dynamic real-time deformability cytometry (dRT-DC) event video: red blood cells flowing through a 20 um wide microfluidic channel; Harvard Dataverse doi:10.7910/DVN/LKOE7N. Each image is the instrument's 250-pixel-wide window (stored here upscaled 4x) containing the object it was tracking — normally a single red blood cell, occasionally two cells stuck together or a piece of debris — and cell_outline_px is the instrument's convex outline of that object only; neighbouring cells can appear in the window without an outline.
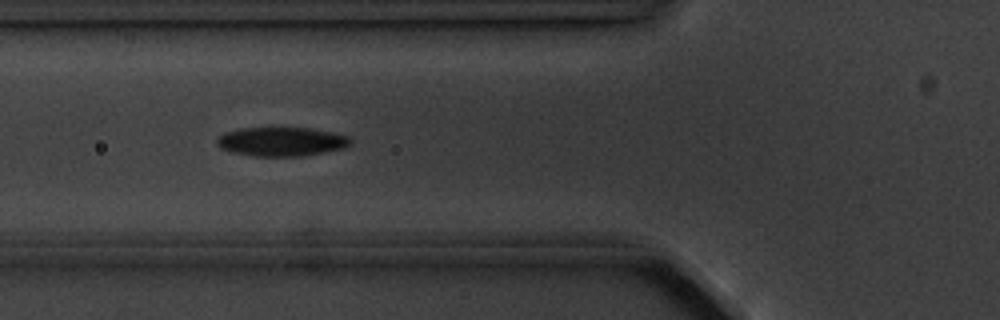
{"species": "common noctule bat (a hibernating species)", "species_latin": "Nyctalus noctula", "temperature_condition": "cold", "stored_images_in_passage": 7, "camera_frame_rate_fps": 3000, "um_per_image_px": 0.085, "animal": {"sex": "male", "body_mass_g": 20.1, "forearm_length_mm": 53.5}, "frame": {"image": 1, "passage_image": 5, "time_ms": 4.333, "image_size_px": [1000, 320], "cell_outline_px": [[352, 140], [344, 148], [324, 152], [300, 156], [252, 156], [232, 152], [216, 144], [216, 140], [224, 132], [240, 128], [312, 128], [332, 132], [348, 136]], "centroid_in_image_um": [23.92, 12.03], "position_along_channel_um": 101.9, "area_um2": 22.43}}